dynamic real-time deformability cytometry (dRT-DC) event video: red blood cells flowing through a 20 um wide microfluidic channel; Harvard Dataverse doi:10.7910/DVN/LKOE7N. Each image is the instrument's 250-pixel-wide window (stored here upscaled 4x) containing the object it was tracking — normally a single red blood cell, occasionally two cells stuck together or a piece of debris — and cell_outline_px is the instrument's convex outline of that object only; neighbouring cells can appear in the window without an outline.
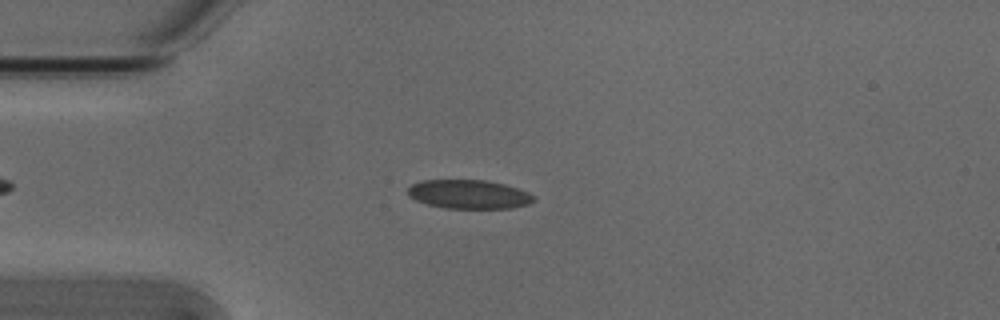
{"species": "Egyptian fruit bat (a non-hibernating species)", "species_latin": "Rousettus aegyptiacus", "temperature_condition": "cold", "stored_images_in_passage": 51, "camera_frame_rate_fps": 3000, "um_per_image_px": 0.085, "animal": {"sex": "male"}, "frame": {"image": 1, "passage_image": 11, "time_ms": 3.333, "image_size_px": [1000, 320], "cell_outline_px": [[536, 200], [528, 204], [512, 208], [444, 208], [428, 204], [416, 200], [408, 196], [408, 188], [412, 184], [424, 180], [488, 180], [504, 184], [528, 192], [536, 196]], "centroid_in_image_um": [39.88, 16.51], "position_along_channel_um": 45.1, "area_um2": 21.21}}
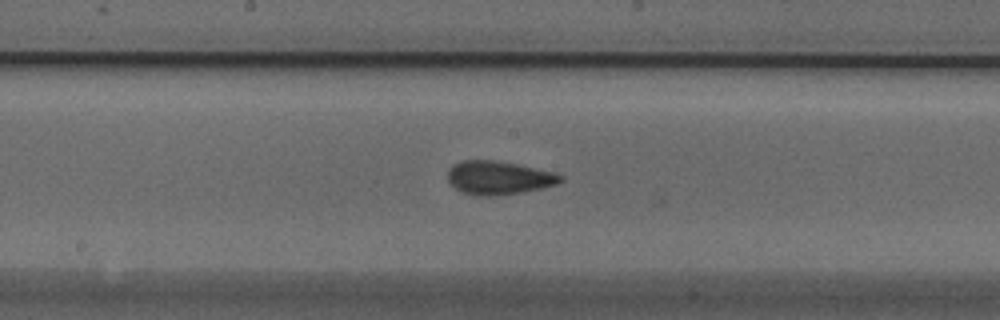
{"frame": {"image": 2, "passage_image": 25, "time_ms": 8.0, "image_size_px": [1000, 320], "cell_outline_px": [[564, 180], [556, 184], [540, 188], [520, 192], [492, 196], [476, 196], [464, 192], [456, 188], [448, 180], [448, 168], [452, 164], [460, 160], [496, 160], [556, 172], [564, 176]], "centroid_in_image_um": [42.38, 15.09], "position_along_channel_um": 205.8, "area_um2": 22.02}}
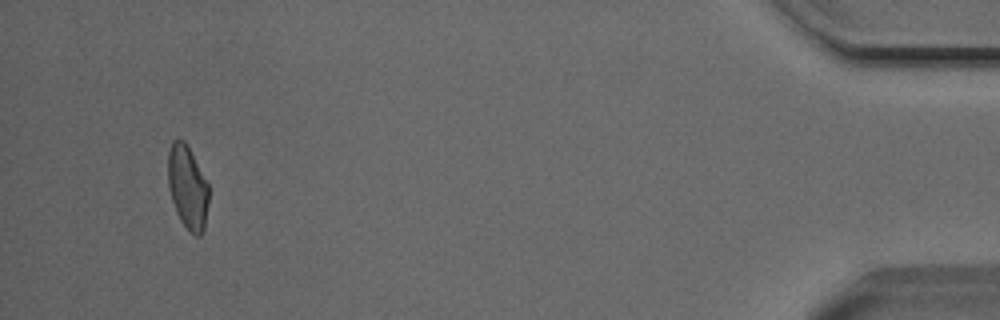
{"frame": {"image": 3, "passage_image": 48, "time_ms": 15.667, "image_size_px": [1000, 320], "cell_outline_px": [[208, 204], [204, 228], [200, 236], [196, 236], [188, 232], [180, 220], [176, 212], [168, 188], [168, 152], [172, 140], [184, 140], [208, 184]], "centroid_in_image_um": [15.93, 15.96], "position_along_channel_um": 419.3, "area_um2": 19.71}, "authors_computed_cell_mechanics": {"area_um2": 21.1548, "velocity_mm_per_s": 3.8168, "shape_relaxation_time_tau1_ms": 5.7581, "shape_relaxation_time_tau2_ms": 1.7266, "deformation_change_tau1": 0.1325, "deformation_change_tau2": 0.0715}}